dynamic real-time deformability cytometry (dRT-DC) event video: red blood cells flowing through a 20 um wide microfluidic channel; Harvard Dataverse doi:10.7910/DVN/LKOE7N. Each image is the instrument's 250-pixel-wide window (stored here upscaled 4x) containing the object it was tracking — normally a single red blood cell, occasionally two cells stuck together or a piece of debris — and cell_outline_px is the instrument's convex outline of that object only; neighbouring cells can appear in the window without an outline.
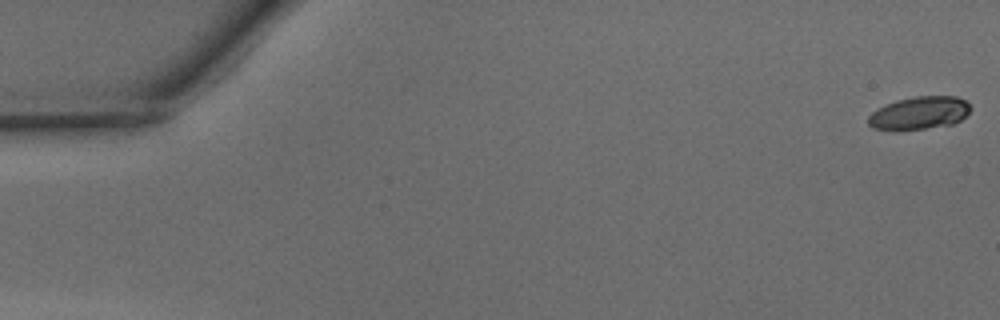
{"species": "common noctule bat (a hibernating species)", "species_latin": "Nyctalus noctula", "temperature_condition": "warm", "stored_images_in_passage": 50, "camera_frame_rate_fps": 3000, "um_per_image_px": 0.085, "animal": {"sex": "male", "body_mass_g": 15.6}, "frame": {"image": 1, "passage_image": 1, "time_ms": 0.0, "image_size_px": [1000, 320], "cell_outline_px": [[972, 108], [960, 120], [952, 124], [896, 132], [892, 132], [872, 128], [868, 124], [868, 116], [872, 112], [896, 100], [916, 96], [956, 96], [964, 100]], "centroid_in_image_um": [78.09, 9.63], "position_along_channel_um": 6.9, "area_um2": 19.71}}
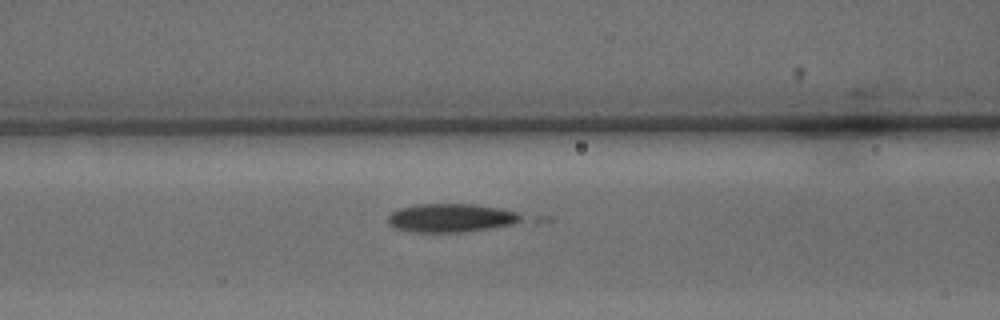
{"frame": {"image": 2, "passage_image": 21, "time_ms": 6.667, "image_size_px": [1000, 320], "cell_outline_px": [[524, 216], [520, 220], [512, 224], [464, 232], [412, 232], [396, 228], [388, 224], [388, 216], [392, 212], [400, 208], [416, 204], [472, 204], [500, 208], [516, 212]], "centroid_in_image_um": [38.3, 18.52], "position_along_channel_um": 128.3, "area_um2": 22.02}}
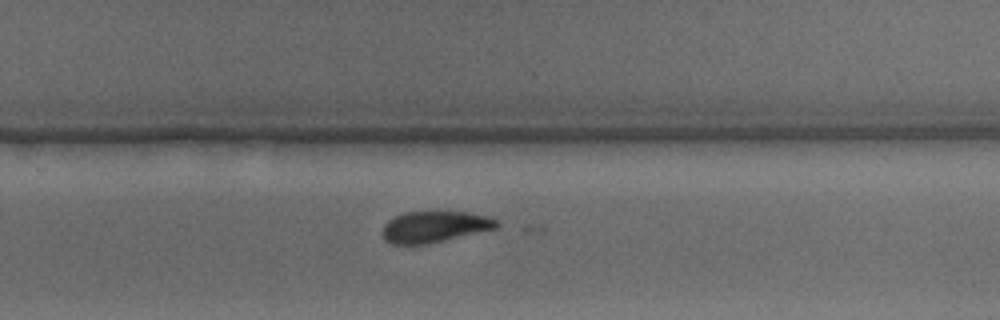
{"frame": {"image": 3, "passage_image": 33, "time_ms": 10.667, "image_size_px": [1000, 320], "cell_outline_px": [[500, 224], [496, 228], [424, 244], [392, 244], [384, 240], [384, 224], [388, 220], [404, 212], [468, 212], [484, 216], [496, 220]], "centroid_in_image_um": [36.9, 19.27], "position_along_channel_um": 292.9, "area_um2": 20.23}}